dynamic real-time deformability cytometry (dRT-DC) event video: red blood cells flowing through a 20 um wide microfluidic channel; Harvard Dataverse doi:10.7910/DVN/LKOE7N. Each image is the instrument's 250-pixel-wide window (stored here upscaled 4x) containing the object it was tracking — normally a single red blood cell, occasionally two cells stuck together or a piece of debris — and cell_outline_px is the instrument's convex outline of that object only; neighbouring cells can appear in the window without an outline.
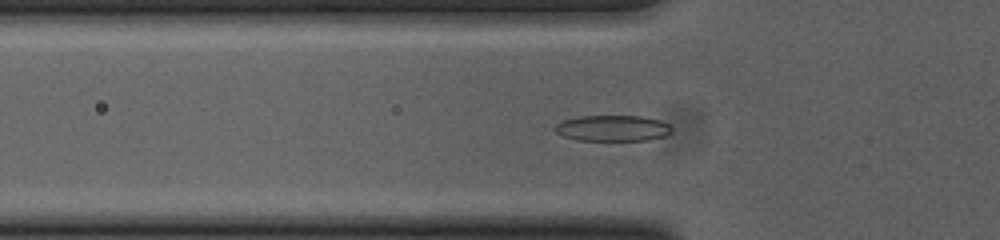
{"species": "common noctule bat (a hibernating species)", "species_latin": "Nyctalus noctula", "temperature_condition": "cold", "stored_images_in_passage": 54, "camera_frame_rate_fps": 3000, "um_per_image_px": 0.085, "animal": {"sex": "female", "body_mass_g": 23.0, "forearm_length_mm": 53.4}, "frame": {"image": 1, "passage_image": 18, "time_ms": 5.667, "image_size_px": [1000, 240], "cell_outline_px": [[672, 132], [664, 136], [648, 140], [576, 140], [564, 136], [556, 132], [552, 128], [556, 124], [564, 120], [580, 116], [640, 116], [660, 120], [668, 124], [672, 128]], "centroid_in_image_um": [52.07, 10.9], "position_along_channel_um": 73.7, "area_um2": 17.63}}
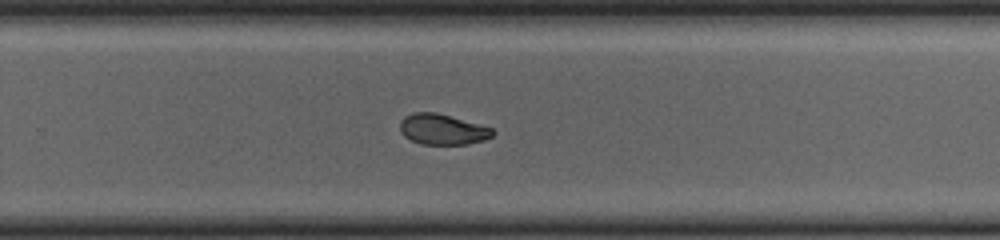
{"frame": {"image": 2, "passage_image": 35, "time_ms": 11.333, "image_size_px": [1000, 240], "cell_outline_px": [[496, 132], [492, 136], [484, 140], [468, 144], [420, 144], [404, 136], [400, 132], [400, 120], [404, 116], [412, 112], [436, 112], [492, 128]], "centroid_in_image_um": [37.58, 10.99], "position_along_channel_um": 292.2, "area_um2": 16.53}}
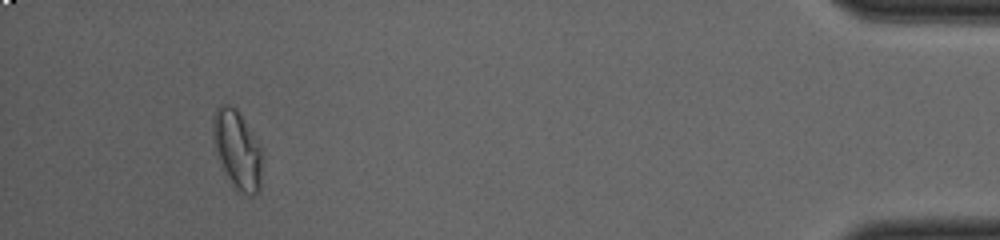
{"frame": {"image": 3, "passage_image": 50, "time_ms": 16.333, "image_size_px": [1000, 240], "cell_outline_px": [[264, 156], [260, 192], [252, 196], [248, 196], [236, 192], [224, 168], [212, 136], [212, 120], [216, 108], [220, 104], [232, 104], [236, 108], [260, 144], [264, 152]], "centroid_in_image_um": [20.23, 12.75], "position_along_channel_um": 415.0, "area_um2": 22.95}, "authors_computed_cell_mechanics": {"area_um2": 17.629, "velocity_mm_per_s": 3.8484, "shape_relaxation_time_tau1_ms": 5.1873, "shape_relaxation_time_tau2_ms": 3.5825, "deformation_change_tau1": 0.1662, "deformation_change_tau2": 0.0701}}